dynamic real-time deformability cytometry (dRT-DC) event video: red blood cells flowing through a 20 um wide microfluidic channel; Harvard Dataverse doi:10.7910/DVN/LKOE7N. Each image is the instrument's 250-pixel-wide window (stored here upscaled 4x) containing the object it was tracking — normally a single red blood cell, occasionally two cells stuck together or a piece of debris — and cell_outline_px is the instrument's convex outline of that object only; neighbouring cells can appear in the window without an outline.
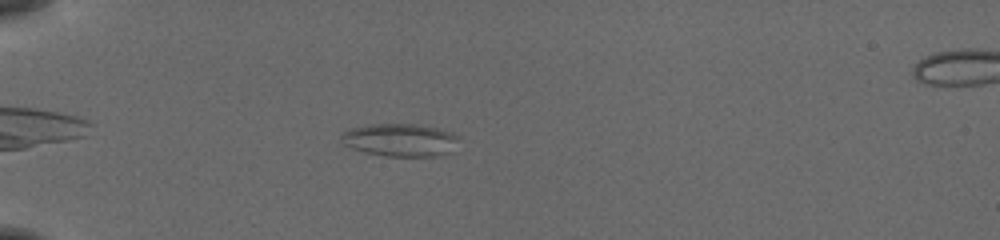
{"species": "common noctule bat (a hibernating species)", "species_latin": "Nyctalus noctula", "temperature_condition": "cold", "stored_images_in_passage": 46, "camera_frame_rate_fps": 3000, "um_per_image_px": 0.085, "animal": {"sex": "female", "body_mass_g": 19.5, "forearm_length_mm": 54.1}, "frame": {"image": 1, "passage_image": 8, "time_ms": 2.333, "image_size_px": [1000, 240], "cell_outline_px": [[460, 136], [452, 152], [436, 156], [388, 156], [364, 152], [352, 148], [344, 144], [344, 132], [352, 128], [372, 124], [416, 124], [436, 128], [452, 132]], "centroid_in_image_um": [34.09, 11.9], "position_along_channel_um": 50.9, "area_um2": 22.25}}
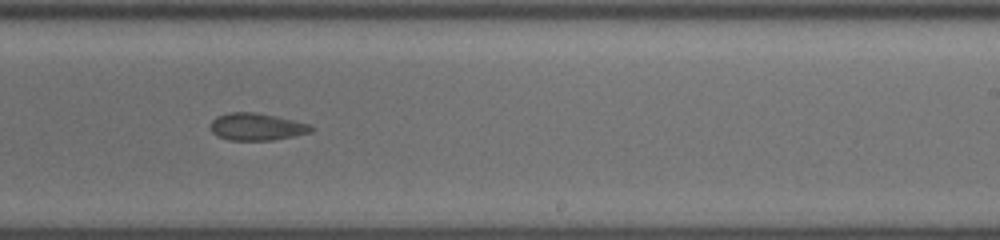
{"frame": {"image": 2, "passage_image": 27, "time_ms": 8.667, "image_size_px": [1000, 240], "cell_outline_px": [[316, 128], [312, 132], [272, 140], [228, 140], [216, 136], [212, 132], [212, 120], [216, 116], [228, 112], [256, 112], [276, 116], [312, 124]], "centroid_in_image_um": [21.85, 10.77], "position_along_channel_um": 267.2, "area_um2": 16.13}}
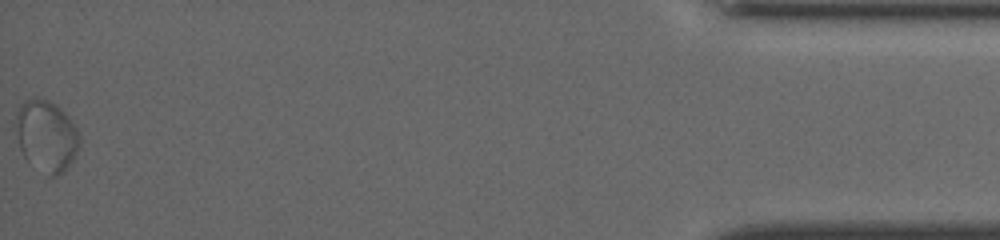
{"frame": {"image": 3, "passage_image": 46, "time_ms": 15.0, "image_size_px": [1000, 240], "cell_outline_px": [[80, 140], [76, 152], [72, 160], [64, 172], [56, 176], [48, 176], [28, 164], [20, 148], [16, 116], [20, 104], [24, 100], [36, 96], [48, 100], [56, 104], [68, 116], [76, 128]], "centroid_in_image_um": [3.94, 11.55], "position_along_channel_um": 431.3, "area_um2": 26.47}, "authors_computed_cell_mechanics": {"area_um2": 18.7561, "velocity_mm_per_s": 3.8486, "shape_relaxation_time_tau1_ms": null, "shape_relaxation_time_tau2_ms": 2.5155, "deformation_change_tau1": null, "deformation_change_tau2": 0.0838}}